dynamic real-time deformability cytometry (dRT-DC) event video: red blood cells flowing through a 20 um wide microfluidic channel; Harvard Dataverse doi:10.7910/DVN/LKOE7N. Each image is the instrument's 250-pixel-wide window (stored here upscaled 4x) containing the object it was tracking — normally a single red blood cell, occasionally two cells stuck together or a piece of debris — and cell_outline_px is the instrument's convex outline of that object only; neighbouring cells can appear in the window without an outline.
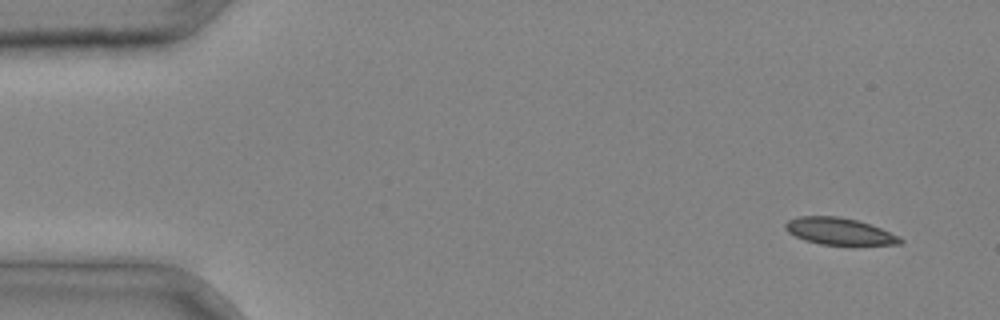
{"species": "common noctule bat (a hibernating species)", "species_latin": "Nyctalus noctula", "temperature_condition": "cold", "stored_images_in_passage": 4, "camera_frame_rate_fps": 3000, "um_per_image_px": 0.085, "animal": {"sex": "male", "body_mass_g": 20.4}, "frame": {"image": 1, "passage_image": 1, "time_ms": 0.0, "image_size_px": [1000, 320], "cell_outline_px": [[904, 240], [900, 244], [820, 244], [804, 240], [788, 232], [784, 228], [784, 224], [788, 220], [800, 216], [840, 216], [856, 220], [880, 228], [900, 236]], "centroid_in_image_um": [71.31, 19.65], "position_along_channel_um": 13.7, "area_um2": 17.74}}